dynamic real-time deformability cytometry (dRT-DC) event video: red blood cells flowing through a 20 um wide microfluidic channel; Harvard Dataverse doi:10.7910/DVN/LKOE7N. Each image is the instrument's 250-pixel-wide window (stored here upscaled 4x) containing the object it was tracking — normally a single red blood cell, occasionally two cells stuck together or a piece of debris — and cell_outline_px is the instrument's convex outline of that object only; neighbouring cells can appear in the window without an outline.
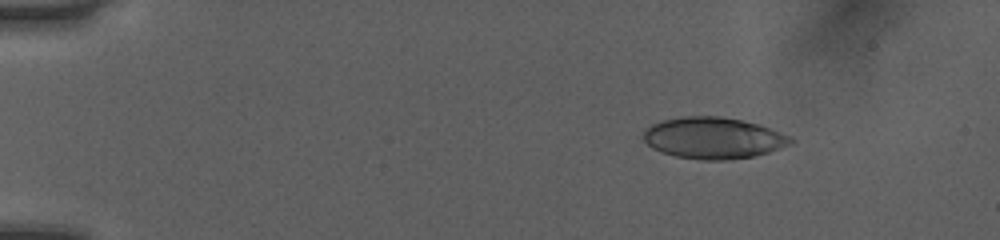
{"species": "human", "species_latin": "Homo sapiens", "temperature_condition": "room temperature", "stored_images_in_passage": 51, "camera_frame_rate_fps": 3000, "um_per_image_px": 0.085, "donor": {"sex": "female"}, "frame": {"image": 1, "passage_image": 8, "time_ms": 2.333, "image_size_px": [1000, 240], "cell_outline_px": [[796, 140], [792, 144], [768, 152], [752, 156], [728, 160], [704, 160], [676, 156], [660, 152], [652, 148], [644, 140], [644, 132], [652, 124], [660, 120], [680, 116], [720, 116], [760, 124], [792, 136]], "centroid_in_image_um": [60.66, 11.72], "position_along_channel_um": 24.3, "area_um2": 35.72}}
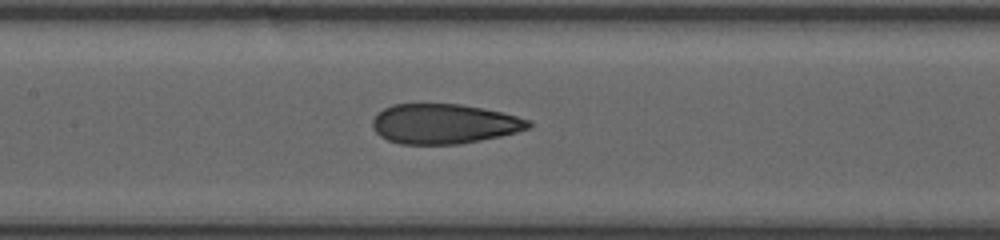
{"frame": {"image": 2, "passage_image": 26, "time_ms": 8.333, "image_size_px": [1000, 240], "cell_outline_px": [[532, 128], [500, 136], [460, 144], [400, 144], [388, 140], [380, 136], [372, 128], [372, 120], [376, 112], [392, 104], [460, 104], [484, 108], [532, 120]], "centroid_in_image_um": [37.73, 10.52], "position_along_channel_um": 169.7, "area_um2": 36.47}}
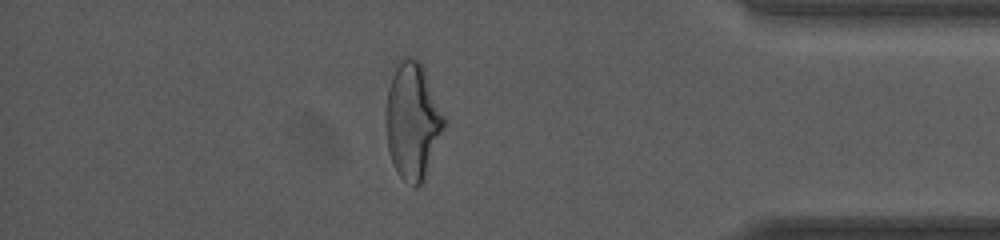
{"frame": {"image": 3, "passage_image": 45, "time_ms": 14.667, "image_size_px": [1000, 240], "cell_outline_px": [[444, 124], [424, 180], [416, 188], [404, 180], [396, 172], [388, 148], [384, 120], [388, 88], [392, 76], [396, 68], [404, 56], [412, 56], [420, 60], [424, 68], [444, 116]], "centroid_in_image_um": [35.03, 10.26], "position_along_channel_um": 400.2, "area_um2": 39.07}, "authors_computed_cell_mechanics": {"area_um2": 36.4718, "velocity_mm_per_s": 4.0726, "shape_relaxation_time_tau1_ms": 6.3391, "shape_relaxation_time_tau2_ms": 1.2145, "deformation_change_tau1": 0.2011, "deformation_change_tau2": 0.0984}}